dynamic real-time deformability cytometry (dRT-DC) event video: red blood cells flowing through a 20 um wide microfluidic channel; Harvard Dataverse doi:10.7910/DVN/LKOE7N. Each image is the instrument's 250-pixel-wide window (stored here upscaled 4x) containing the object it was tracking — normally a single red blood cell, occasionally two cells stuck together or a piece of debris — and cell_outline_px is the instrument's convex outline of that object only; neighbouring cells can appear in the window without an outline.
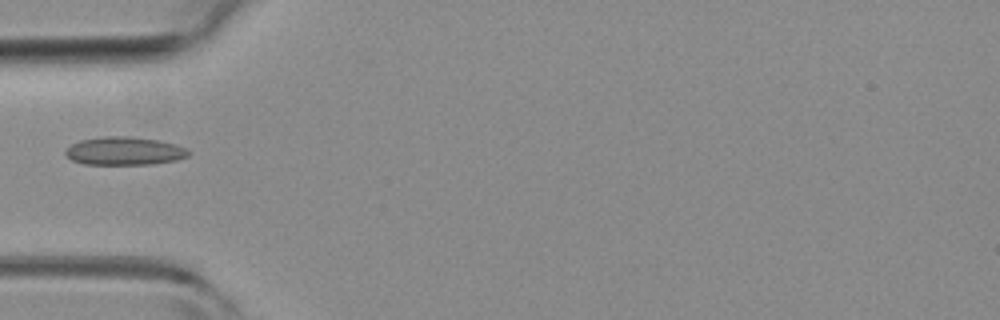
{"species": "common noctule bat (a hibernating species)", "species_latin": "Nyctalus noctula", "temperature_condition": "room temperature", "stored_images_in_passage": 33, "camera_frame_rate_fps": 3000, "um_per_image_px": 0.085, "animal": {"sex": "female", "body_mass_g": 19.3, "forearm_length_mm": 54.1}, "frame": {"image": 1, "passage_image": 1, "time_ms": 0.0, "image_size_px": [1000, 320], "cell_outline_px": [[192, 152], [188, 156], [176, 160], [152, 164], [84, 164], [72, 160], [64, 152], [72, 144], [80, 140], [104, 136], [128, 136], [160, 140], [176, 144], [188, 148]], "centroid_in_image_um": [10.63, 12.83], "position_along_channel_um": 74.4, "area_um2": 20.29}}
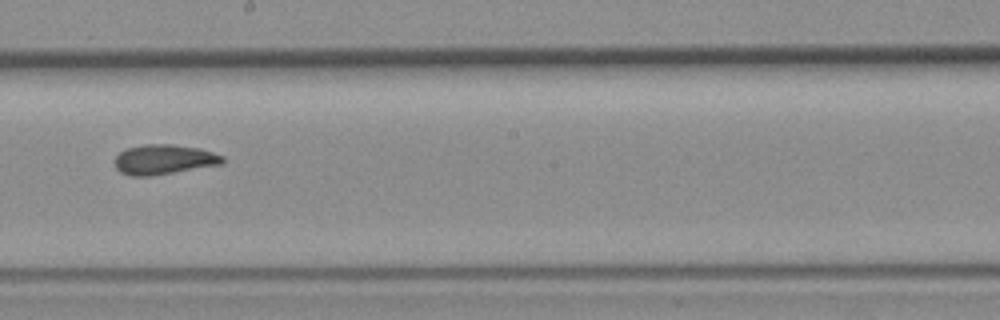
{"frame": {"image": 2, "passage_image": 13, "time_ms": 4.0, "image_size_px": [1000, 320], "cell_outline_px": [[224, 164], [152, 176], [132, 176], [120, 172], [116, 168], [116, 156], [124, 148], [144, 144], [172, 144], [200, 148], [224, 156]], "centroid_in_image_um": [13.95, 13.55], "position_along_channel_um": 234.2, "area_um2": 18.96}}
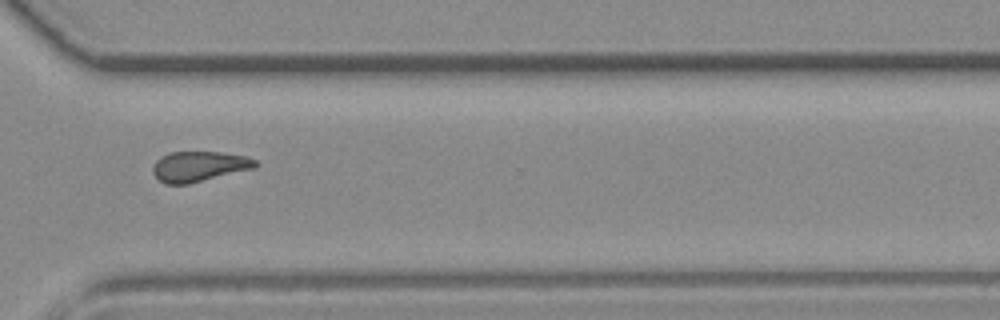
{"frame": {"image": 3, "passage_image": 22, "time_ms": 7.0, "image_size_px": [1000, 320], "cell_outline_px": [[260, 164], [256, 168], [188, 184], [164, 184], [152, 172], [152, 168], [156, 160], [160, 156], [168, 152], [220, 152], [248, 156], [256, 160]], "centroid_in_image_um": [16.95, 14.14], "position_along_channel_um": 353.7, "area_um2": 18.32}}